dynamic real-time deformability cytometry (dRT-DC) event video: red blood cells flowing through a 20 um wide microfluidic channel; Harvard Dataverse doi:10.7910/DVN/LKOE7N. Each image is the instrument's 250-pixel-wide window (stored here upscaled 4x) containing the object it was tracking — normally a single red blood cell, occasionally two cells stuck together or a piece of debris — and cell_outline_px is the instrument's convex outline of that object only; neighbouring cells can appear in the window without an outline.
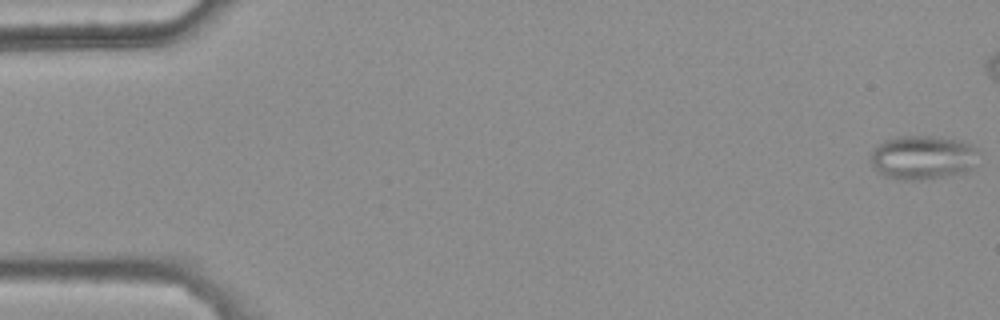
{"species": "common noctule bat (a hibernating species)", "species_latin": "Nyctalus noctula", "temperature_condition": "warm", "stored_images_in_passage": 17, "camera_frame_rate_fps": 3000, "um_per_image_px": 0.085, "animal": {"sex": "female", "body_mass_g": 25.1}, "frame": {"image": 1, "passage_image": 1, "time_ms": 0.0, "image_size_px": [1000, 320], "cell_outline_px": [[976, 148], [972, 168], [964, 172], [916, 180], [900, 180], [884, 176], [868, 160], [872, 148], [884, 140], [900, 136], [940, 136], [960, 140], [972, 144]], "centroid_in_image_um": [78.36, 13.35], "position_along_channel_um": 6.6, "area_um2": 27.57}}